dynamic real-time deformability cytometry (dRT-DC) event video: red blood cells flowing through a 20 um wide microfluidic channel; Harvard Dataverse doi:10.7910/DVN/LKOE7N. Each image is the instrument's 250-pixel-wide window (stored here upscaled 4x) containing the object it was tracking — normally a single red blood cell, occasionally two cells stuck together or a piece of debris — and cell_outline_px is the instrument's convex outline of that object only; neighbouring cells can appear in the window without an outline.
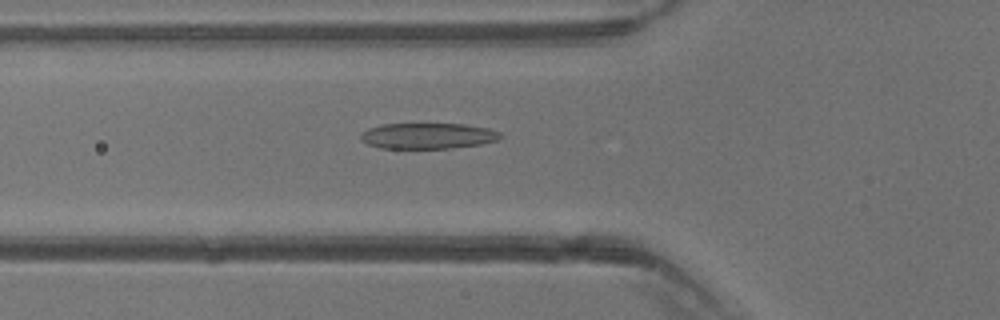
{"species": "common noctule bat (a hibernating species)", "species_latin": "Nyctalus noctula", "temperature_condition": "warm", "stored_images_in_passage": 39, "camera_frame_rate_fps": 3000, "um_per_image_px": 0.085, "animal": {"sex": "male", "body_mass_g": 13.3}, "frame": {"image": 1, "passage_image": 14, "time_ms": 4.333, "image_size_px": [1000, 320], "cell_outline_px": [[504, 136], [500, 140], [480, 144], [448, 148], [380, 148], [368, 144], [360, 140], [360, 132], [368, 128], [384, 124], [464, 124], [488, 128], [500, 132]], "centroid_in_image_um": [36.37, 11.55], "position_along_channel_um": 89.4, "area_um2": 21.1}}
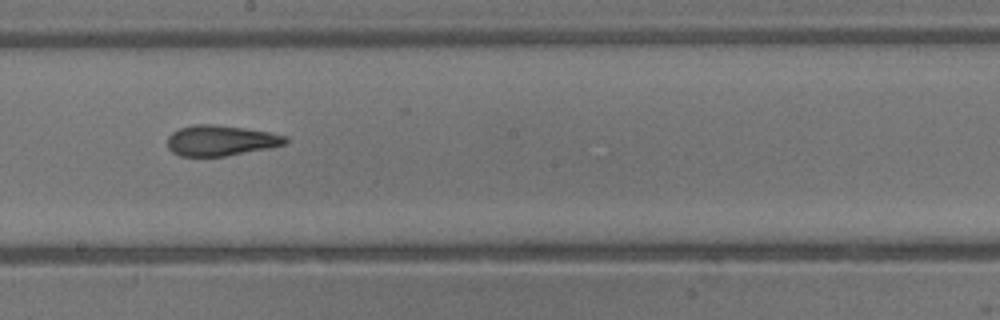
{"frame": {"image": 2, "passage_image": 22, "time_ms": 7.0, "image_size_px": [1000, 320], "cell_outline_px": [[288, 144], [268, 148], [224, 156], [180, 156], [172, 152], [168, 148], [168, 136], [172, 132], [180, 128], [196, 124], [216, 124], [244, 128], [268, 132], [288, 136]], "centroid_in_image_um": [18.77, 11.94], "position_along_channel_um": 229.4, "area_um2": 20.98}}
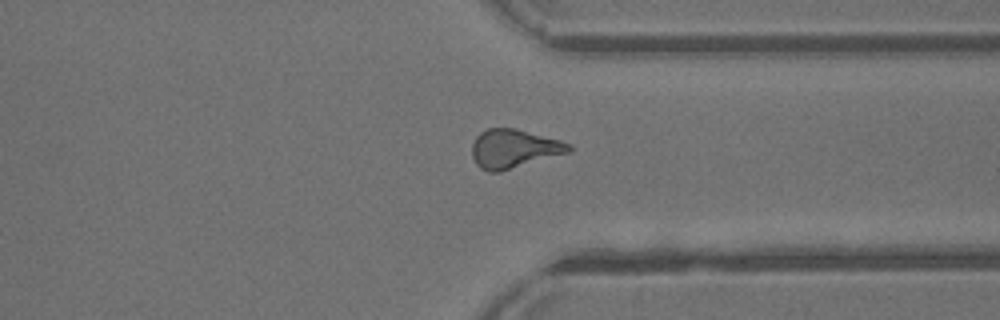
{"frame": {"image": 3, "passage_image": 30, "time_ms": 9.667, "image_size_px": [1000, 320], "cell_outline_px": [[572, 152], [500, 172], [488, 172], [480, 168], [476, 164], [472, 156], [472, 144], [476, 136], [480, 132], [488, 128], [512, 128], [560, 140], [572, 144]], "centroid_in_image_um": [43.69, 12.66], "position_along_channel_um": 367.7, "area_um2": 22.02}}